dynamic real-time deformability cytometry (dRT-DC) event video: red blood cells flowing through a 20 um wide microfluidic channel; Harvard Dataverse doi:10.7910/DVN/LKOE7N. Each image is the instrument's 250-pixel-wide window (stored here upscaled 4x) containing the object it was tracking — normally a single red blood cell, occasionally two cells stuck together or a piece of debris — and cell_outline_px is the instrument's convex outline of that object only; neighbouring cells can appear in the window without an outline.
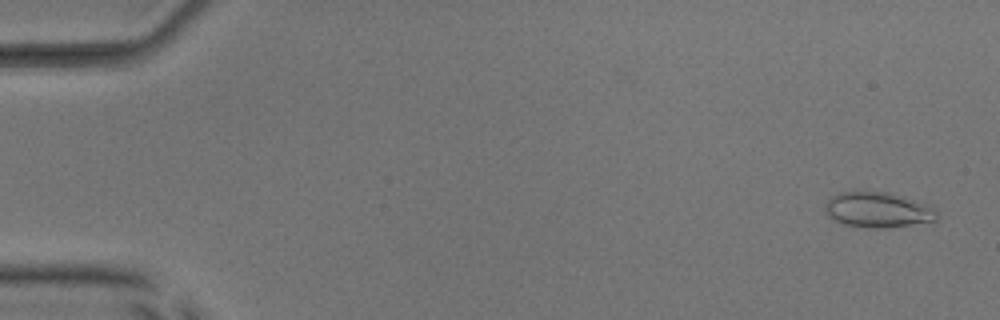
{"species": "common noctule bat (a hibernating species)", "species_latin": "Nyctalus noctula", "temperature_condition": "room temperature", "stored_images_in_passage": 18, "camera_frame_rate_fps": 3000, "um_per_image_px": 0.085, "animal": {"sex": "male", "body_mass_g": 17.9, "forearm_length_mm": 54.2}, "frame": {"image": 1, "passage_image": 3, "time_ms": 0.667, "image_size_px": [1000, 320], "cell_outline_px": [[936, 220], [884, 228], [864, 228], [840, 224], [828, 216], [824, 212], [824, 208], [828, 200], [832, 196], [840, 192], [856, 188], [888, 192], [904, 196], [924, 204], [932, 208], [936, 212]], "centroid_in_image_um": [74.49, 17.8], "position_along_channel_um": 10.5, "area_um2": 23.52}}